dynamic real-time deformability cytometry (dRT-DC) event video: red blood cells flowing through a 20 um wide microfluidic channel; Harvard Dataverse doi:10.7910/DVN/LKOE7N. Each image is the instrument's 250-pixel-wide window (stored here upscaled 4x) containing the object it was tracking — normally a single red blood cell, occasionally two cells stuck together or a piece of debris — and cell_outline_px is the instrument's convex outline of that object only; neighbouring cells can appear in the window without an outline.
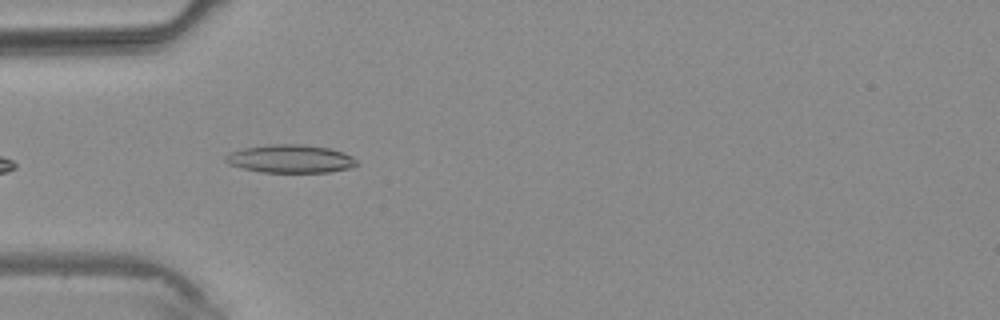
{"species": "common noctule bat (a hibernating species)", "species_latin": "Nyctalus noctula", "temperature_condition": "warm", "stored_images_in_passage": 4, "camera_frame_rate_fps": 3000, "um_per_image_px": 0.085, "animal": {"sex": "male", "body_mass_g": 20.4}, "frame": {"image": 1, "passage_image": 4, "time_ms": 4.333, "image_size_px": [1000, 320], "cell_outline_px": [[360, 164], [352, 168], [328, 172], [260, 172], [228, 164], [224, 160], [224, 156], [228, 152], [244, 148], [268, 144], [304, 144], [328, 148], [344, 152], [352, 156]], "centroid_in_image_um": [24.69, 13.49], "position_along_channel_um": 60.3, "area_um2": 21.73}}